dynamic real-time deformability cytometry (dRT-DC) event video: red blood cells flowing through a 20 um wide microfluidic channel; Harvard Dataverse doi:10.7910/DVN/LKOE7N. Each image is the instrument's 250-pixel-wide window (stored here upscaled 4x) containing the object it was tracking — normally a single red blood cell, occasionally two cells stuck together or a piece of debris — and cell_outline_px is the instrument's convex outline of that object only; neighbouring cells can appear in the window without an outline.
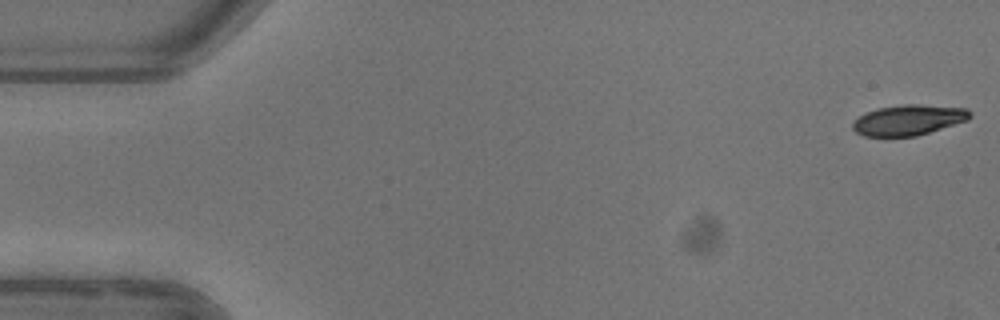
{"species": "common noctule bat (a hibernating species)", "species_latin": "Nyctalus noctula", "temperature_condition": "warm", "stored_images_in_passage": 4, "camera_frame_rate_fps": 3000, "um_per_image_px": 0.085, "animal": {"sex": "female"}, "frame": {"image": 1, "passage_image": 1, "time_ms": 0.0, "image_size_px": [1000, 320], "cell_outline_px": [[972, 116], [968, 120], [916, 136], [864, 136], [856, 132], [852, 128], [852, 124], [860, 116], [868, 112], [880, 108], [904, 104], [920, 104], [968, 108], [972, 112]], "centroid_in_image_um": [77.28, 10.19], "position_along_channel_um": 7.7, "area_um2": 20.69}}